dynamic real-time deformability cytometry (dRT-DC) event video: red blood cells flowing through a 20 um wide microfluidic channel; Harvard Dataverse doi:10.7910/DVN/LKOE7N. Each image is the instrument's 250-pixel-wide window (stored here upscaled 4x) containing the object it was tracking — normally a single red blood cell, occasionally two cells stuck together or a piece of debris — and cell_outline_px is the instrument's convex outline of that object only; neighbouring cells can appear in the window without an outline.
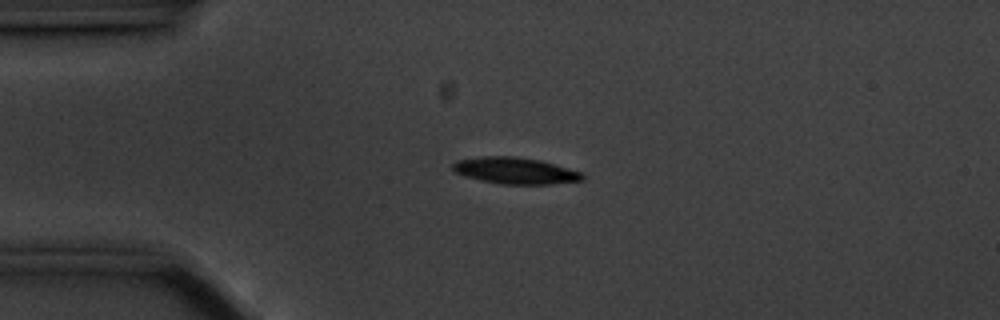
{"species": "common noctule bat (a hibernating species)", "species_latin": "Nyctalus noctula", "temperature_condition": "cold", "stored_images_in_passage": 55, "camera_frame_rate_fps": 3000, "um_per_image_px": 0.085, "animal": {"sex": "male", "body_mass_g": 20.1, "forearm_length_mm": 53.5}, "frame": {"image": 1, "passage_image": 12, "time_ms": 3.667, "image_size_px": [1000, 320], "cell_outline_px": [[584, 180], [548, 184], [500, 184], [480, 180], [464, 176], [456, 172], [452, 168], [452, 164], [456, 160], [484, 156], [512, 156], [540, 160], [584, 172]], "centroid_in_image_um": [43.8, 14.51], "position_along_channel_um": 41.2, "area_um2": 20.06}}
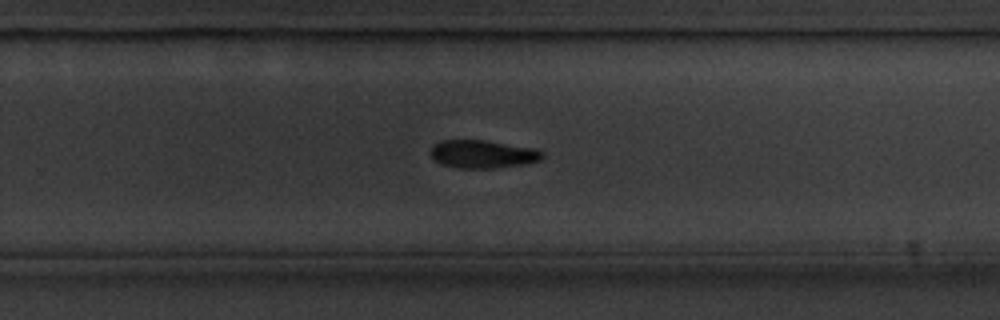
{"frame": {"image": 2, "passage_image": 35, "time_ms": 11.333, "image_size_px": [1000, 320], "cell_outline_px": [[544, 156], [540, 160], [524, 164], [492, 168], [460, 168], [444, 164], [436, 160], [428, 152], [432, 144], [440, 140], [484, 140], [536, 148], [544, 152]], "centroid_in_image_um": [41.03, 13.08], "position_along_channel_um": 288.8, "area_um2": 18.32}}
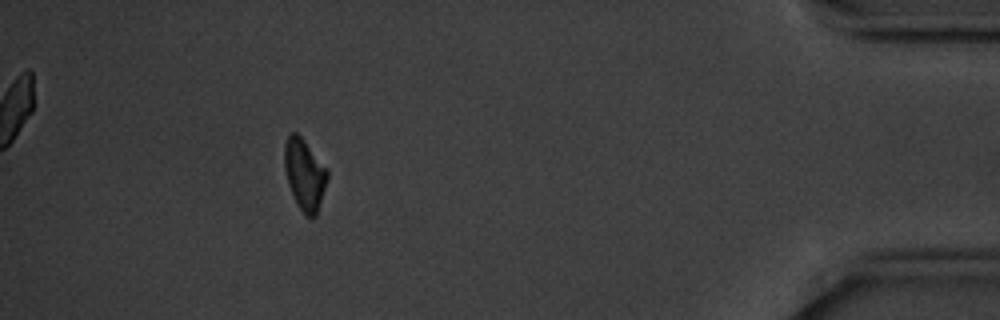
{"frame": {"image": 3, "passage_image": 50, "time_ms": 16.333, "image_size_px": [1000, 320], "cell_outline_px": [[328, 180], [316, 216], [304, 216], [296, 204], [288, 184], [284, 168], [284, 144], [288, 136], [292, 132], [296, 132], [304, 140], [328, 168]], "centroid_in_image_um": [25.89, 14.83], "position_along_channel_um": 409.3, "area_um2": 18.03}, "authors_computed_cell_mechanics": {"area_um2": 19.0162, "velocity_mm_per_s": 3.5221, "shape_relaxation_time_tau1_ms": 6.5112, "shape_relaxation_time_tau2_ms": null, "deformation_change_tau1": 0.2662, "deformation_change_tau2": null}}